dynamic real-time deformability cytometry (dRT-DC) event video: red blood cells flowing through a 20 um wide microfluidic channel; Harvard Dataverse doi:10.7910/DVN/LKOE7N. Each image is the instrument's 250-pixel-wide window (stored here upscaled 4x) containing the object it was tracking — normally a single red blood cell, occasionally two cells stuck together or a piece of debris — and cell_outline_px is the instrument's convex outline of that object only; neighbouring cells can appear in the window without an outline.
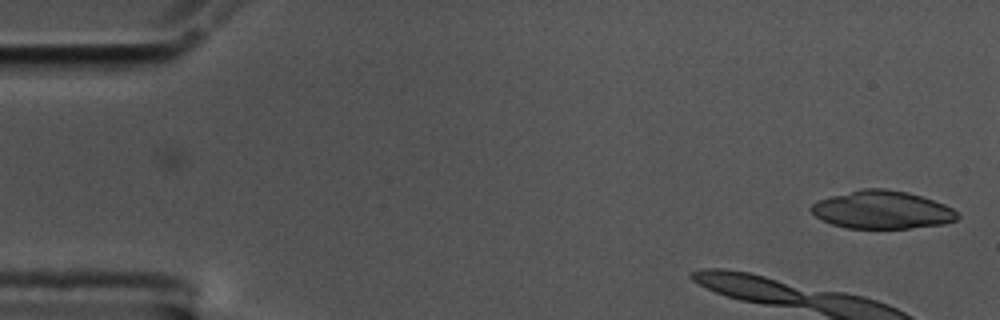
{"species": "common noctule bat (a hibernating species)", "species_latin": "Nyctalus noctula", "temperature_condition": "cold", "stored_images_in_passage": 7, "camera_frame_rate_fps": 3000, "um_per_image_px": 0.085, "animal": {"sex": "male", "body_mass_g": 17.5, "forearm_length_mm": 52.3}, "frame": {"image": 1, "passage_image": 1, "time_ms": 0.0, "image_size_px": [1000, 320], "cell_outline_px": [[960, 216], [956, 220], [944, 224], [908, 228], [848, 228], [832, 224], [820, 220], [808, 208], [812, 204], [820, 200], [832, 196], [860, 188], [884, 188], [908, 192], [944, 204], [952, 208]], "centroid_in_image_um": [74.97, 17.83], "position_along_channel_um": 10.0, "area_um2": 32.25}}